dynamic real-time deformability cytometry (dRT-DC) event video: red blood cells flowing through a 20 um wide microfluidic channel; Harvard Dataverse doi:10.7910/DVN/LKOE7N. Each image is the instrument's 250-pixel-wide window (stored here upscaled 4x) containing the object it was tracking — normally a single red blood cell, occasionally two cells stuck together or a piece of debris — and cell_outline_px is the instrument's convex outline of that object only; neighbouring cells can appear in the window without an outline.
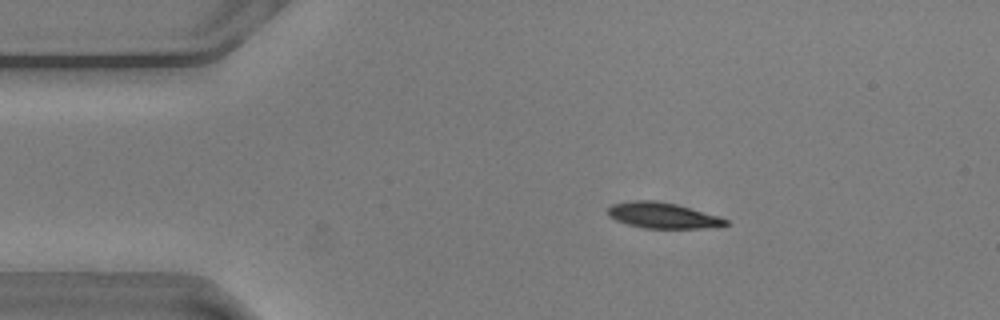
{"species": "common noctule bat (a hibernating species)", "species_latin": "Nyctalus noctula", "temperature_condition": "warm", "stored_images_in_passage": 50, "camera_frame_rate_fps": 3000, "um_per_image_px": 0.085, "animal": {"sex": "male", "body_mass_g": 20.5, "forearm_length_mm": 52.5}, "frame": {"image": 1, "passage_image": 4, "time_ms": 1.0, "image_size_px": [1000, 320], "cell_outline_px": [[728, 224], [704, 228], [644, 228], [628, 224], [616, 220], [608, 216], [608, 208], [612, 204], [632, 200], [656, 200], [676, 204], [720, 216], [728, 220]], "centroid_in_image_um": [56.31, 18.3], "position_along_channel_um": 28.7, "area_um2": 17.63}}
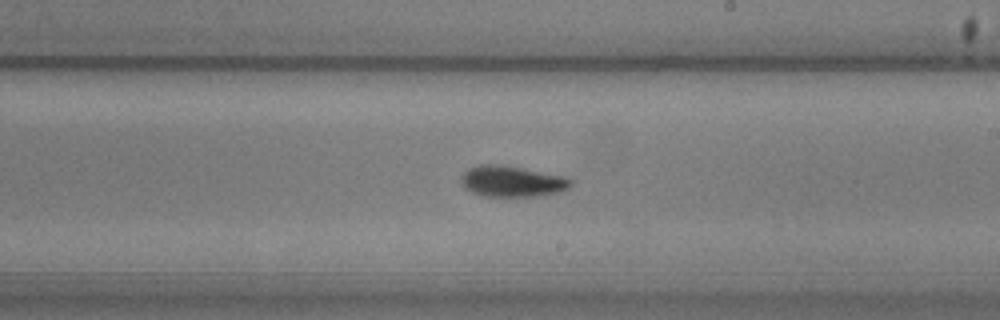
{"frame": {"image": 2, "passage_image": 26, "time_ms": 8.333, "image_size_px": [1000, 320], "cell_outline_px": [[572, 184], [564, 192], [536, 196], [484, 196], [472, 192], [464, 188], [460, 180], [460, 176], [468, 168], [480, 164], [500, 164], [564, 176], [572, 180]], "centroid_in_image_um": [43.51, 15.41], "position_along_channel_um": 245.5, "area_um2": 19.94}}
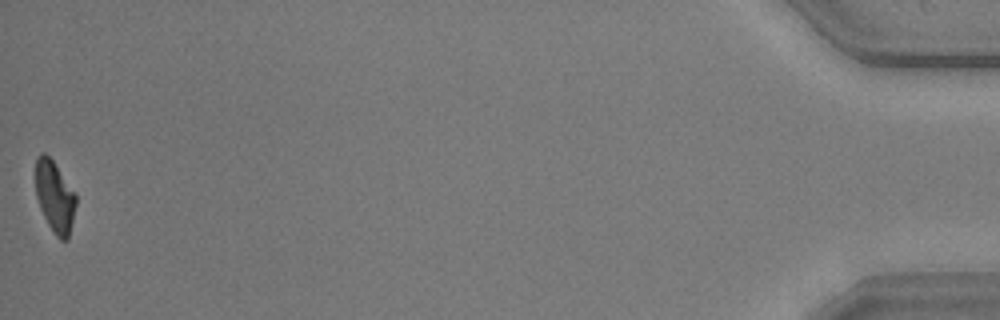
{"frame": {"image": 3, "passage_image": 50, "time_ms": 16.333, "image_size_px": [1000, 320], "cell_outline_px": [[76, 204], [68, 240], [60, 240], [56, 236], [48, 224], [40, 208], [36, 196], [36, 156], [40, 152], [44, 152], [52, 160], [76, 192]], "centroid_in_image_um": [4.66, 16.7], "position_along_channel_um": 430.5, "area_um2": 16.82}, "authors_computed_cell_mechanics": {"area_um2": 18.6983, "velocity_mm_per_s": 3.6084, "shape_relaxation_time_tau1_ms": 2.7196, "shape_relaxation_time_tau2_ms": null, "deformation_change_tau1": 0.139, "deformation_change_tau2": null}}